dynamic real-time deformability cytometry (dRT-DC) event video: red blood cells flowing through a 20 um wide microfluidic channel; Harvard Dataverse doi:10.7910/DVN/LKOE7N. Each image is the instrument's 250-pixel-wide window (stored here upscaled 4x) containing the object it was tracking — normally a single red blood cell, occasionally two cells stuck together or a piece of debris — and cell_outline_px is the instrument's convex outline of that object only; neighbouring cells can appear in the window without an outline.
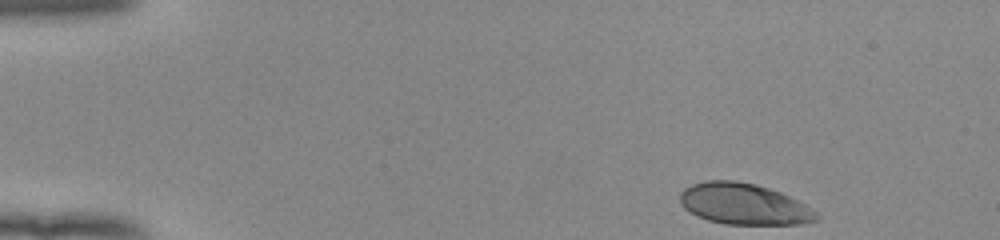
{"species": "human", "species_latin": "Homo sapiens", "temperature_condition": "room temperature", "stored_images_in_passage": 47, "camera_frame_rate_fps": 3000, "um_per_image_px": 0.085, "donor": {"sex": "female"}, "frame": {"image": 1, "passage_image": 1, "time_ms": 0.0, "image_size_px": [1000, 240], "cell_outline_px": [[820, 220], [800, 224], [724, 224], [708, 220], [696, 216], [684, 208], [680, 204], [680, 192], [684, 188], [692, 184], [704, 180], [736, 180], [756, 184], [780, 192], [812, 208], [820, 216]], "centroid_in_image_um": [63.21, 17.34], "position_along_channel_um": 21.8, "area_um2": 32.95}}
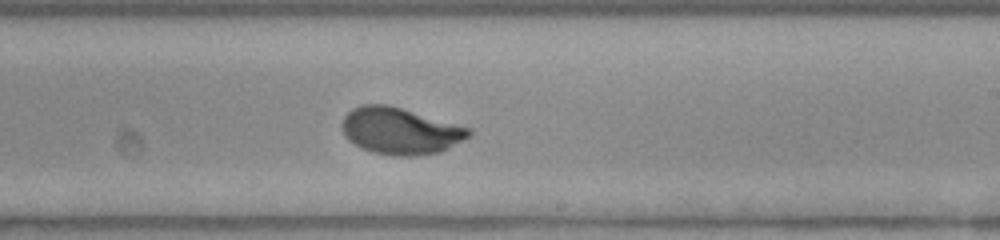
{"frame": {"image": 2, "passage_image": 27, "time_ms": 8.667, "image_size_px": [1000, 240], "cell_outline_px": [[472, 132], [464, 140], [440, 152], [416, 156], [396, 156], [372, 152], [360, 148], [348, 140], [344, 136], [340, 124], [344, 116], [352, 108], [360, 104], [388, 104], [472, 128]], "centroid_in_image_um": [33.99, 11.12], "position_along_channel_um": 255.0, "area_um2": 34.85}}
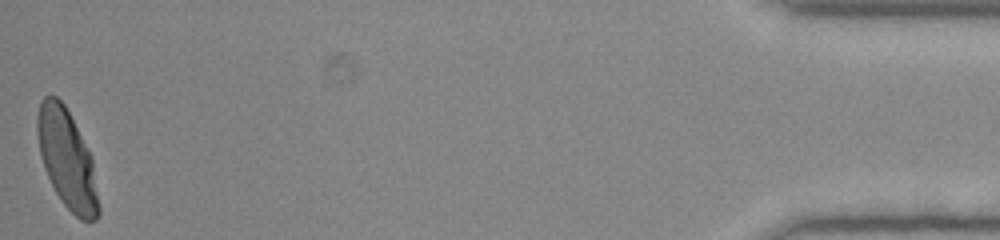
{"frame": {"image": 3, "passage_image": 47, "time_ms": 15.333, "image_size_px": [1000, 240], "cell_outline_px": [[100, 216], [96, 220], [80, 220], [64, 204], [56, 192], [44, 168], [40, 156], [36, 132], [36, 116], [40, 100], [44, 96], [56, 96], [64, 104], [88, 148], [92, 156], [100, 208]], "centroid_in_image_um": [5.69, 13.52], "position_along_channel_um": 429.5, "area_um2": 35.32}, "authors_computed_cell_mechanics": {"area_um2": 34.2176, "velocity_mm_per_s": 3.9148, "shape_relaxation_time_tau1_ms": 2.6325, "shape_relaxation_time_tau2_ms": null, "deformation_change_tau1": 0.1735, "deformation_change_tau2": null}}